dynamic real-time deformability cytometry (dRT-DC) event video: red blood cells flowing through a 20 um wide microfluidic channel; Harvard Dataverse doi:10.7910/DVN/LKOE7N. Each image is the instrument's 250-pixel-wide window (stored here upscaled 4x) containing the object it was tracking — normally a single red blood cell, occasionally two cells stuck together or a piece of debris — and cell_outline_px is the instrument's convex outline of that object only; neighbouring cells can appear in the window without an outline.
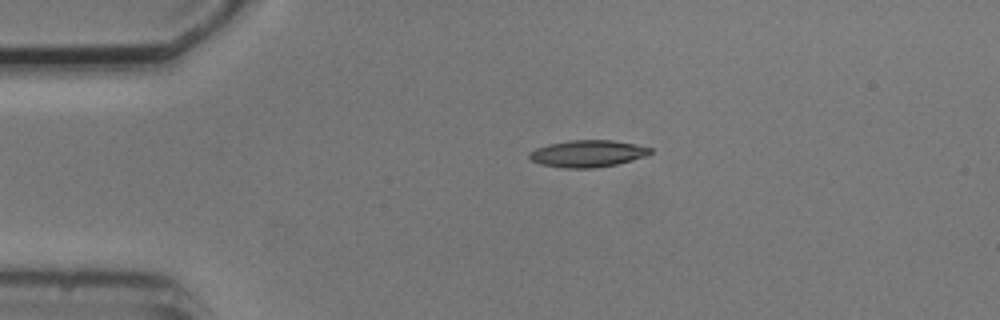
{"species": "common noctule bat (a hibernating species)", "species_latin": "Nyctalus noctula", "temperature_condition": "cold", "stored_images_in_passage": 4, "camera_frame_rate_fps": 3000, "um_per_image_px": 0.085, "animal": {"sex": "male", "body_mass_g": 20.5, "forearm_length_mm": 52.5}, "frame": {"image": 1, "passage_image": 1, "time_ms": 0.0, "image_size_px": [1000, 320], "cell_outline_px": [[652, 152], [648, 156], [616, 164], [596, 168], [564, 168], [540, 164], [532, 160], [528, 156], [528, 152], [536, 148], [548, 144], [568, 140], [612, 140], [636, 144], [652, 148]], "centroid_in_image_um": [49.96, 13.05], "position_along_channel_um": 35.0, "area_um2": 19.13}}
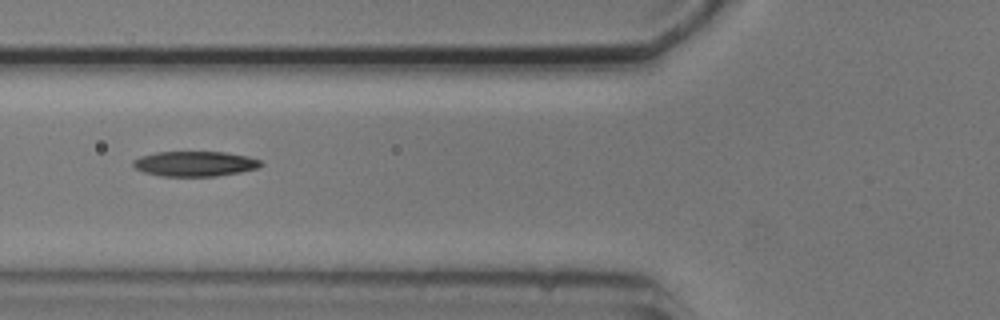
{"frame": {"image": 2, "passage_image": 3, "time_ms": 3.0, "image_size_px": [1000, 320], "cell_outline_px": [[264, 164], [256, 168], [240, 172], [216, 176], [160, 176], [144, 172], [136, 168], [132, 164], [132, 160], [140, 156], [156, 152], [224, 152], [248, 156], [260, 160]], "centroid_in_image_um": [16.55, 13.91], "position_along_channel_um": 109.3, "area_um2": 18.67}}
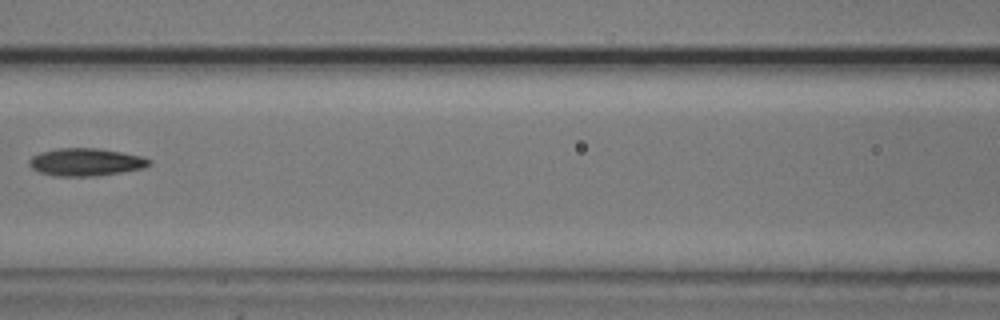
{"frame": {"image": 3, "passage_image": 4, "time_ms": 4.333, "image_size_px": [1000, 320], "cell_outline_px": [[152, 164], [144, 168], [96, 176], [56, 176], [40, 172], [32, 168], [28, 164], [28, 160], [32, 156], [40, 152], [56, 148], [100, 148], [140, 156], [152, 160]], "centroid_in_image_um": [7.28, 13.77], "position_along_channel_um": 159.3, "area_um2": 19.36}}